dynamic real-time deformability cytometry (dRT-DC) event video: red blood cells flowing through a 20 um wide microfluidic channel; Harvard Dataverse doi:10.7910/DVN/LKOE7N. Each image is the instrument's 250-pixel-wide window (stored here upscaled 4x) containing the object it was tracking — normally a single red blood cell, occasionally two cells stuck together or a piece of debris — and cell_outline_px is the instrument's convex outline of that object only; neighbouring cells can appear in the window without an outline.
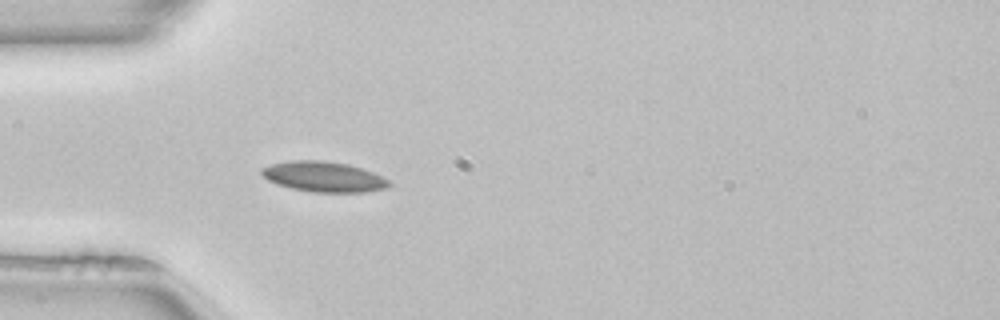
{"species": "common noctule bat (a hibernating species)", "species_latin": "Nyctalus noctula", "temperature_condition": "room temperature", "stored_images_in_passage": 51, "camera_frame_rate_fps": 3000, "um_per_image_px": 0.085, "animal": {"sex": "female", "body_mass_g": 22.7, "forearm_length_mm": 54.2}, "frame": {"image": 1, "passage_image": 15, "time_ms": 4.667, "image_size_px": [1000, 320], "cell_outline_px": [[392, 184], [388, 188], [364, 192], [312, 192], [292, 188], [276, 184], [268, 180], [260, 172], [260, 168], [272, 164], [288, 160], [324, 160], [348, 164], [372, 172], [392, 180]], "centroid_in_image_um": [27.54, 15.02], "position_along_channel_um": 57.5, "area_um2": 22.72}, "authors_computed_cell_mechanics": {"area_um2": 20.9236, "velocity_mm_per_s": 4.0084, "shape_relaxation_time_tau1_ms": null, "shape_relaxation_time_tau2_ms": 4.627, "deformation_change_tau1": null, "deformation_change_tau2": 0.0756}}